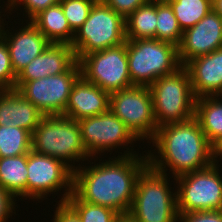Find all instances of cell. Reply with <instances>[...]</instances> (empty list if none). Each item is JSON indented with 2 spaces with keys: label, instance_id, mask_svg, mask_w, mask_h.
Masks as SVG:
<instances>
[{
  "label": "cell",
  "instance_id": "1",
  "mask_svg": "<svg viewBox=\"0 0 222 222\" xmlns=\"http://www.w3.org/2000/svg\"><path fill=\"white\" fill-rule=\"evenodd\" d=\"M124 153L112 161L73 171V192L84 202L110 208L119 215L128 214L138 176L148 166V157L139 158L130 150Z\"/></svg>",
  "mask_w": 222,
  "mask_h": 222
},
{
  "label": "cell",
  "instance_id": "2",
  "mask_svg": "<svg viewBox=\"0 0 222 222\" xmlns=\"http://www.w3.org/2000/svg\"><path fill=\"white\" fill-rule=\"evenodd\" d=\"M151 142L159 156L147 153L148 165L163 174L170 168L174 179L214 163V146L195 117L158 127Z\"/></svg>",
  "mask_w": 222,
  "mask_h": 222
},
{
  "label": "cell",
  "instance_id": "3",
  "mask_svg": "<svg viewBox=\"0 0 222 222\" xmlns=\"http://www.w3.org/2000/svg\"><path fill=\"white\" fill-rule=\"evenodd\" d=\"M31 150L57 158L72 171L78 168L74 161L90 157L83 146L78 121L64 115H44L32 132Z\"/></svg>",
  "mask_w": 222,
  "mask_h": 222
},
{
  "label": "cell",
  "instance_id": "4",
  "mask_svg": "<svg viewBox=\"0 0 222 222\" xmlns=\"http://www.w3.org/2000/svg\"><path fill=\"white\" fill-rule=\"evenodd\" d=\"M167 173L149 165L138 176L128 215L135 222H177V192H171Z\"/></svg>",
  "mask_w": 222,
  "mask_h": 222
},
{
  "label": "cell",
  "instance_id": "5",
  "mask_svg": "<svg viewBox=\"0 0 222 222\" xmlns=\"http://www.w3.org/2000/svg\"><path fill=\"white\" fill-rule=\"evenodd\" d=\"M128 69L133 85L150 86L158 78L174 73L181 64L175 45L155 38L126 39Z\"/></svg>",
  "mask_w": 222,
  "mask_h": 222
},
{
  "label": "cell",
  "instance_id": "6",
  "mask_svg": "<svg viewBox=\"0 0 222 222\" xmlns=\"http://www.w3.org/2000/svg\"><path fill=\"white\" fill-rule=\"evenodd\" d=\"M149 88L158 127L194 117L196 97L184 66L172 74L158 78Z\"/></svg>",
  "mask_w": 222,
  "mask_h": 222
},
{
  "label": "cell",
  "instance_id": "7",
  "mask_svg": "<svg viewBox=\"0 0 222 222\" xmlns=\"http://www.w3.org/2000/svg\"><path fill=\"white\" fill-rule=\"evenodd\" d=\"M125 18L103 0H97L83 25L75 32L71 46L77 61L84 55L125 43Z\"/></svg>",
  "mask_w": 222,
  "mask_h": 222
},
{
  "label": "cell",
  "instance_id": "8",
  "mask_svg": "<svg viewBox=\"0 0 222 222\" xmlns=\"http://www.w3.org/2000/svg\"><path fill=\"white\" fill-rule=\"evenodd\" d=\"M174 180L179 183L176 191L178 214L222 210V175L217 163Z\"/></svg>",
  "mask_w": 222,
  "mask_h": 222
},
{
  "label": "cell",
  "instance_id": "9",
  "mask_svg": "<svg viewBox=\"0 0 222 222\" xmlns=\"http://www.w3.org/2000/svg\"><path fill=\"white\" fill-rule=\"evenodd\" d=\"M110 110L139 140H152L157 131L149 86L134 85L110 94Z\"/></svg>",
  "mask_w": 222,
  "mask_h": 222
},
{
  "label": "cell",
  "instance_id": "10",
  "mask_svg": "<svg viewBox=\"0 0 222 222\" xmlns=\"http://www.w3.org/2000/svg\"><path fill=\"white\" fill-rule=\"evenodd\" d=\"M78 63L85 80L110 94L134 86L129 75L126 42L86 54Z\"/></svg>",
  "mask_w": 222,
  "mask_h": 222
},
{
  "label": "cell",
  "instance_id": "11",
  "mask_svg": "<svg viewBox=\"0 0 222 222\" xmlns=\"http://www.w3.org/2000/svg\"><path fill=\"white\" fill-rule=\"evenodd\" d=\"M81 76L78 61L66 72L32 81H16L15 89L44 115H63L69 95Z\"/></svg>",
  "mask_w": 222,
  "mask_h": 222
},
{
  "label": "cell",
  "instance_id": "12",
  "mask_svg": "<svg viewBox=\"0 0 222 222\" xmlns=\"http://www.w3.org/2000/svg\"><path fill=\"white\" fill-rule=\"evenodd\" d=\"M27 198L42 199L64 188L59 202L73 192V171L62 161L31 150L27 154ZM64 186V187H63ZM68 187V188H67Z\"/></svg>",
  "mask_w": 222,
  "mask_h": 222
},
{
  "label": "cell",
  "instance_id": "13",
  "mask_svg": "<svg viewBox=\"0 0 222 222\" xmlns=\"http://www.w3.org/2000/svg\"><path fill=\"white\" fill-rule=\"evenodd\" d=\"M78 123L83 146L90 157L138 140L110 109L100 115L81 119Z\"/></svg>",
  "mask_w": 222,
  "mask_h": 222
},
{
  "label": "cell",
  "instance_id": "14",
  "mask_svg": "<svg viewBox=\"0 0 222 222\" xmlns=\"http://www.w3.org/2000/svg\"><path fill=\"white\" fill-rule=\"evenodd\" d=\"M222 47V17L213 9L196 25L183 31L178 49L181 66Z\"/></svg>",
  "mask_w": 222,
  "mask_h": 222
},
{
  "label": "cell",
  "instance_id": "15",
  "mask_svg": "<svg viewBox=\"0 0 222 222\" xmlns=\"http://www.w3.org/2000/svg\"><path fill=\"white\" fill-rule=\"evenodd\" d=\"M187 69L196 99L222 97V47L188 61Z\"/></svg>",
  "mask_w": 222,
  "mask_h": 222
},
{
  "label": "cell",
  "instance_id": "16",
  "mask_svg": "<svg viewBox=\"0 0 222 222\" xmlns=\"http://www.w3.org/2000/svg\"><path fill=\"white\" fill-rule=\"evenodd\" d=\"M28 21L15 35L7 33L8 29L5 31L4 25L0 29V37L8 46L11 65L16 75L51 43L30 20Z\"/></svg>",
  "mask_w": 222,
  "mask_h": 222
},
{
  "label": "cell",
  "instance_id": "17",
  "mask_svg": "<svg viewBox=\"0 0 222 222\" xmlns=\"http://www.w3.org/2000/svg\"><path fill=\"white\" fill-rule=\"evenodd\" d=\"M77 62L75 52L68 43H50L18 74L16 81H32L68 71Z\"/></svg>",
  "mask_w": 222,
  "mask_h": 222
},
{
  "label": "cell",
  "instance_id": "18",
  "mask_svg": "<svg viewBox=\"0 0 222 222\" xmlns=\"http://www.w3.org/2000/svg\"><path fill=\"white\" fill-rule=\"evenodd\" d=\"M109 109L110 93L80 76L72 87L63 115L79 121Z\"/></svg>",
  "mask_w": 222,
  "mask_h": 222
},
{
  "label": "cell",
  "instance_id": "19",
  "mask_svg": "<svg viewBox=\"0 0 222 222\" xmlns=\"http://www.w3.org/2000/svg\"><path fill=\"white\" fill-rule=\"evenodd\" d=\"M44 114L16 89L0 90V126L33 132Z\"/></svg>",
  "mask_w": 222,
  "mask_h": 222
},
{
  "label": "cell",
  "instance_id": "20",
  "mask_svg": "<svg viewBox=\"0 0 222 222\" xmlns=\"http://www.w3.org/2000/svg\"><path fill=\"white\" fill-rule=\"evenodd\" d=\"M30 21L51 43L71 45L73 42L75 33L71 30L60 3L40 11Z\"/></svg>",
  "mask_w": 222,
  "mask_h": 222
},
{
  "label": "cell",
  "instance_id": "21",
  "mask_svg": "<svg viewBox=\"0 0 222 222\" xmlns=\"http://www.w3.org/2000/svg\"><path fill=\"white\" fill-rule=\"evenodd\" d=\"M220 98L219 96L201 97L195 102L194 117L213 146L222 139V100Z\"/></svg>",
  "mask_w": 222,
  "mask_h": 222
},
{
  "label": "cell",
  "instance_id": "22",
  "mask_svg": "<svg viewBox=\"0 0 222 222\" xmlns=\"http://www.w3.org/2000/svg\"><path fill=\"white\" fill-rule=\"evenodd\" d=\"M27 154L0 158V186L14 197L27 198Z\"/></svg>",
  "mask_w": 222,
  "mask_h": 222
},
{
  "label": "cell",
  "instance_id": "23",
  "mask_svg": "<svg viewBox=\"0 0 222 222\" xmlns=\"http://www.w3.org/2000/svg\"><path fill=\"white\" fill-rule=\"evenodd\" d=\"M126 39H156L157 2L148 0L125 19Z\"/></svg>",
  "mask_w": 222,
  "mask_h": 222
},
{
  "label": "cell",
  "instance_id": "24",
  "mask_svg": "<svg viewBox=\"0 0 222 222\" xmlns=\"http://www.w3.org/2000/svg\"><path fill=\"white\" fill-rule=\"evenodd\" d=\"M32 133L11 126H0V158L16 157L31 151Z\"/></svg>",
  "mask_w": 222,
  "mask_h": 222
},
{
  "label": "cell",
  "instance_id": "25",
  "mask_svg": "<svg viewBox=\"0 0 222 222\" xmlns=\"http://www.w3.org/2000/svg\"><path fill=\"white\" fill-rule=\"evenodd\" d=\"M169 4L182 31L196 25L212 10V0H174Z\"/></svg>",
  "mask_w": 222,
  "mask_h": 222
},
{
  "label": "cell",
  "instance_id": "26",
  "mask_svg": "<svg viewBox=\"0 0 222 222\" xmlns=\"http://www.w3.org/2000/svg\"><path fill=\"white\" fill-rule=\"evenodd\" d=\"M182 34L183 31L170 4L157 3L156 39L178 47Z\"/></svg>",
  "mask_w": 222,
  "mask_h": 222
},
{
  "label": "cell",
  "instance_id": "27",
  "mask_svg": "<svg viewBox=\"0 0 222 222\" xmlns=\"http://www.w3.org/2000/svg\"><path fill=\"white\" fill-rule=\"evenodd\" d=\"M66 202L76 211L82 222H115L120 216L110 208L82 201L74 192Z\"/></svg>",
  "mask_w": 222,
  "mask_h": 222
},
{
  "label": "cell",
  "instance_id": "28",
  "mask_svg": "<svg viewBox=\"0 0 222 222\" xmlns=\"http://www.w3.org/2000/svg\"><path fill=\"white\" fill-rule=\"evenodd\" d=\"M97 0H59L71 30L75 33L87 20Z\"/></svg>",
  "mask_w": 222,
  "mask_h": 222
},
{
  "label": "cell",
  "instance_id": "29",
  "mask_svg": "<svg viewBox=\"0 0 222 222\" xmlns=\"http://www.w3.org/2000/svg\"><path fill=\"white\" fill-rule=\"evenodd\" d=\"M17 75L10 60L6 42L0 37V90L15 89Z\"/></svg>",
  "mask_w": 222,
  "mask_h": 222
},
{
  "label": "cell",
  "instance_id": "30",
  "mask_svg": "<svg viewBox=\"0 0 222 222\" xmlns=\"http://www.w3.org/2000/svg\"><path fill=\"white\" fill-rule=\"evenodd\" d=\"M7 2L6 7L7 9L9 8V11H13L16 7L18 8V5H23L26 15L31 20L40 11L58 4L59 0H8Z\"/></svg>",
  "mask_w": 222,
  "mask_h": 222
},
{
  "label": "cell",
  "instance_id": "31",
  "mask_svg": "<svg viewBox=\"0 0 222 222\" xmlns=\"http://www.w3.org/2000/svg\"><path fill=\"white\" fill-rule=\"evenodd\" d=\"M178 222H222V210L178 214Z\"/></svg>",
  "mask_w": 222,
  "mask_h": 222
},
{
  "label": "cell",
  "instance_id": "32",
  "mask_svg": "<svg viewBox=\"0 0 222 222\" xmlns=\"http://www.w3.org/2000/svg\"><path fill=\"white\" fill-rule=\"evenodd\" d=\"M116 13L125 19L148 0H103Z\"/></svg>",
  "mask_w": 222,
  "mask_h": 222
},
{
  "label": "cell",
  "instance_id": "33",
  "mask_svg": "<svg viewBox=\"0 0 222 222\" xmlns=\"http://www.w3.org/2000/svg\"><path fill=\"white\" fill-rule=\"evenodd\" d=\"M53 222H82L76 211L67 203L59 202Z\"/></svg>",
  "mask_w": 222,
  "mask_h": 222
},
{
  "label": "cell",
  "instance_id": "34",
  "mask_svg": "<svg viewBox=\"0 0 222 222\" xmlns=\"http://www.w3.org/2000/svg\"><path fill=\"white\" fill-rule=\"evenodd\" d=\"M16 198L0 186V222H6L10 215L15 209V200Z\"/></svg>",
  "mask_w": 222,
  "mask_h": 222
},
{
  "label": "cell",
  "instance_id": "35",
  "mask_svg": "<svg viewBox=\"0 0 222 222\" xmlns=\"http://www.w3.org/2000/svg\"><path fill=\"white\" fill-rule=\"evenodd\" d=\"M220 156V159L222 158V139L214 146V162L218 164V158Z\"/></svg>",
  "mask_w": 222,
  "mask_h": 222
},
{
  "label": "cell",
  "instance_id": "36",
  "mask_svg": "<svg viewBox=\"0 0 222 222\" xmlns=\"http://www.w3.org/2000/svg\"><path fill=\"white\" fill-rule=\"evenodd\" d=\"M212 9L222 17V0H212Z\"/></svg>",
  "mask_w": 222,
  "mask_h": 222
},
{
  "label": "cell",
  "instance_id": "37",
  "mask_svg": "<svg viewBox=\"0 0 222 222\" xmlns=\"http://www.w3.org/2000/svg\"><path fill=\"white\" fill-rule=\"evenodd\" d=\"M115 222H135L128 214L120 215Z\"/></svg>",
  "mask_w": 222,
  "mask_h": 222
},
{
  "label": "cell",
  "instance_id": "38",
  "mask_svg": "<svg viewBox=\"0 0 222 222\" xmlns=\"http://www.w3.org/2000/svg\"><path fill=\"white\" fill-rule=\"evenodd\" d=\"M150 1H153V2H157V3H170L171 1H174V0H150Z\"/></svg>",
  "mask_w": 222,
  "mask_h": 222
},
{
  "label": "cell",
  "instance_id": "39",
  "mask_svg": "<svg viewBox=\"0 0 222 222\" xmlns=\"http://www.w3.org/2000/svg\"><path fill=\"white\" fill-rule=\"evenodd\" d=\"M0 13H1V11H0ZM3 18H1V14H0V29H1V24H3V22L1 21ZM2 22V23H1Z\"/></svg>",
  "mask_w": 222,
  "mask_h": 222
}]
</instances>
